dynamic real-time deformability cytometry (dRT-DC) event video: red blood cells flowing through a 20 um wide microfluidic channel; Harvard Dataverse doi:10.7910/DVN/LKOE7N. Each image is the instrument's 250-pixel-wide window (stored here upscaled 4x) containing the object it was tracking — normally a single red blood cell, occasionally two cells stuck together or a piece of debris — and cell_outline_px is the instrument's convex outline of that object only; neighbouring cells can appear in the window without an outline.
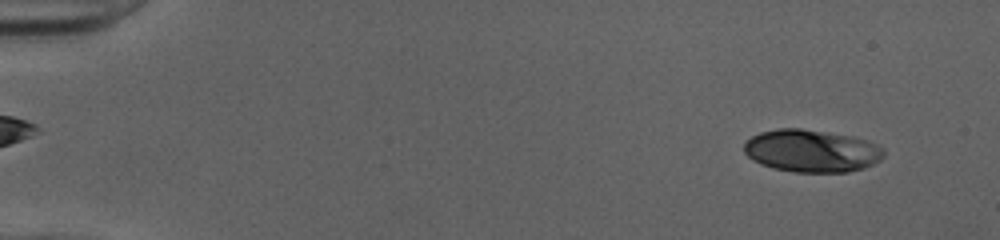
{"species": "human", "species_latin": "Homo sapiens", "temperature_condition": "cold", "stored_images_in_passage": 51, "camera_frame_rate_fps": 3000, "um_per_image_px": 0.085, "donor": {"sex": "female"}, "frame": {"image": 1, "passage_image": 4, "time_ms": 1.0, "image_size_px": [1000, 240], "cell_outline_px": [[884, 156], [880, 160], [864, 168], [848, 172], [792, 172], [772, 168], [760, 164], [752, 160], [744, 152], [744, 144], [752, 136], [760, 132], [780, 128], [800, 128], [852, 136], [868, 140], [884, 148]], "centroid_in_image_um": [68.99, 12.83], "position_along_channel_um": 16.0, "area_um2": 34.8}}
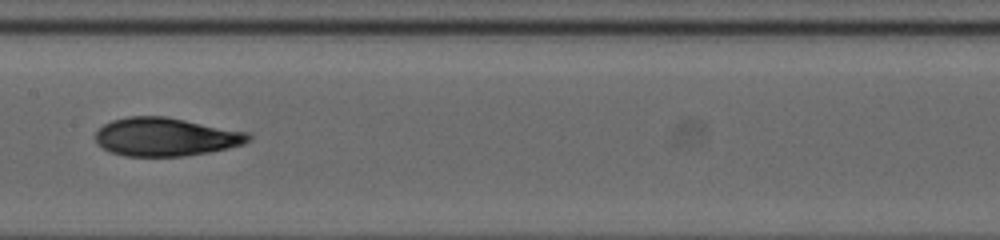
{"frame": {"image": 2, "passage_image": 27, "time_ms": 8.667, "image_size_px": [1000, 240], "cell_outline_px": [[252, 136], [244, 144], [228, 148], [208, 152], [184, 156], [124, 156], [112, 152], [96, 144], [96, 132], [104, 124], [112, 120], [128, 116], [164, 116], [248, 132]], "centroid_in_image_um": [14.07, 11.63], "position_along_channel_um": 193.3, "area_um2": 34.04}}
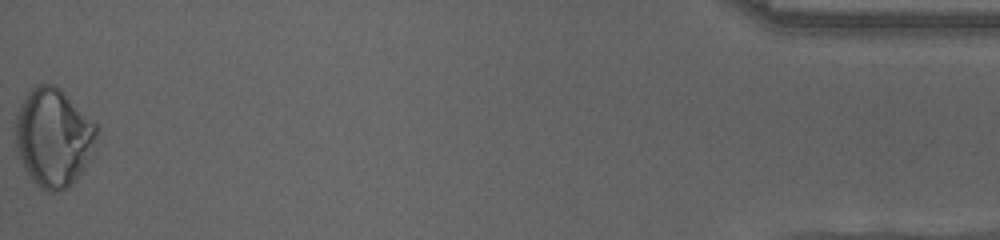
{"frame": {"image": 3, "passage_image": 51, "time_ms": 16.667, "image_size_px": [1000, 240], "cell_outline_px": [[96, 152], [72, 184], [68, 188], [56, 192], [48, 192], [40, 188], [32, 180], [24, 168], [16, 152], [16, 112], [20, 104], [28, 92], [32, 88], [40, 84], [52, 84], [60, 88], [96, 124]], "centroid_in_image_um": [4.55, 11.71], "position_along_channel_um": 430.7, "area_um2": 46.82}, "authors_computed_cell_mechanics": {"area_um2": 34.391, "velocity_mm_per_s": 4.051, "shape_relaxation_time_tau1_ms": 10.4716, "shape_relaxation_time_tau2_ms": 2.3534, "deformation_change_tau1": 0.2525, "deformation_change_tau2": 0.0728}}